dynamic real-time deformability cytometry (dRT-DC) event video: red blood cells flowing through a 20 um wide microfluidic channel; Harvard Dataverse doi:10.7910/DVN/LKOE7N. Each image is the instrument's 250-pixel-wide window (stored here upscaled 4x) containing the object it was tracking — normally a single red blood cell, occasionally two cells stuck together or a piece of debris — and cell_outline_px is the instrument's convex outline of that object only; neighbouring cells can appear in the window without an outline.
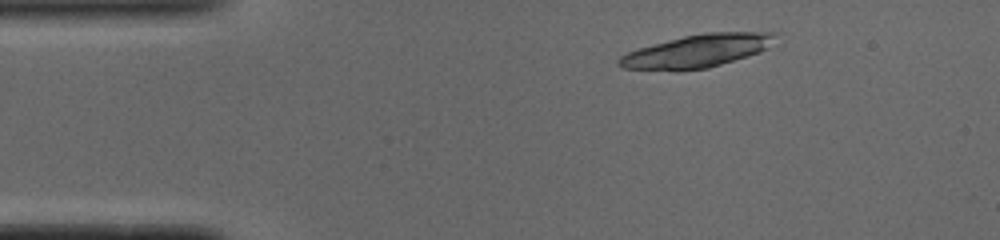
{"species": "common noctule bat (a hibernating species)", "species_latin": "Nyctalus noctula", "temperature_condition": "cold", "stored_images_in_passage": 48, "camera_frame_rate_fps": 3000, "um_per_image_px": 0.085, "animal": {"sex": "male", "body_mass_g": 19.0, "forearm_length_mm": 50.8}, "frame": {"image": 1, "passage_image": 5, "time_ms": 1.333, "image_size_px": [1000, 240], "cell_outline_px": [[772, 36], [768, 48], [760, 52], [708, 68], [624, 68], [616, 64], [616, 60], [620, 56], [628, 52], [640, 48], [684, 36], [704, 32], [772, 32]], "centroid_in_image_um": [59.26, 4.3], "position_along_channel_um": 25.7, "area_um2": 28.61}}